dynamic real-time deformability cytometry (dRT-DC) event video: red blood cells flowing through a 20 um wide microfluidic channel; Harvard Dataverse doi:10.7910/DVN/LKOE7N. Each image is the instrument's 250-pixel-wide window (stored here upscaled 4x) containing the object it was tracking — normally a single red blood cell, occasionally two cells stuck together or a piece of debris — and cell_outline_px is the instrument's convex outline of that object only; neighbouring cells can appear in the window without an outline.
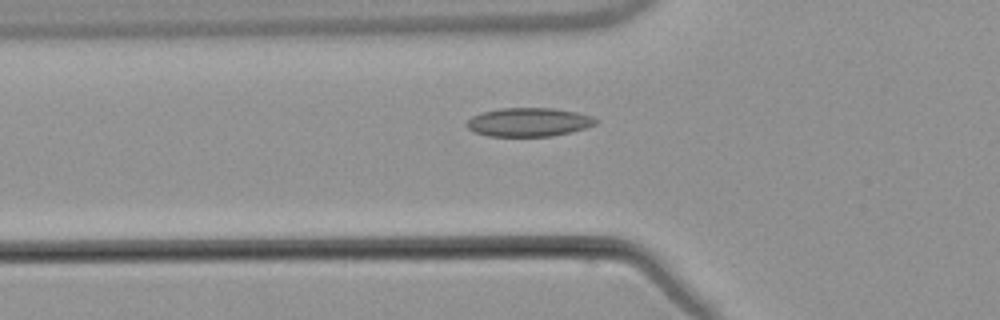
{"species": "common noctule bat (a hibernating species)", "species_latin": "Nyctalus noctula", "temperature_condition": "warm", "stored_images_in_passage": 5, "camera_frame_rate_fps": 3000, "um_per_image_px": 0.085, "animal": {"sex": "male", "body_mass_g": 21.5, "forearm_length_mm": 52.0}, "frame": {"image": 1, "passage_image": 5, "time_ms": 5.667, "image_size_px": [1000, 320], "cell_outline_px": [[600, 120], [596, 124], [584, 128], [552, 136], [488, 136], [472, 132], [464, 124], [472, 116], [480, 112], [500, 108], [552, 108], [576, 112], [592, 116]], "centroid_in_image_um": [44.9, 10.38], "position_along_channel_um": 80.9, "area_um2": 21.68}}